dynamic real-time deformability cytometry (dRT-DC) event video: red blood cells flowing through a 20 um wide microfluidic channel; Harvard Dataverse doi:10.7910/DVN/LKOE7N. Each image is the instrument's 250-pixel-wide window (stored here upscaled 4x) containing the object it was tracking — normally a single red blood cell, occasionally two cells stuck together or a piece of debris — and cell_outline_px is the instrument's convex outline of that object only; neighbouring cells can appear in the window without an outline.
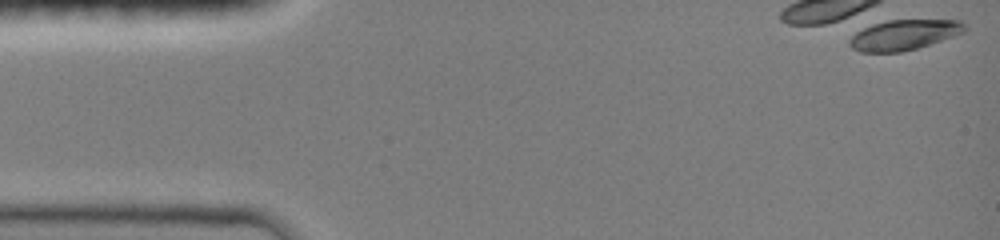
{"species": "common noctule bat (a hibernating species)", "species_latin": "Nyctalus noctula", "temperature_condition": "room temperature", "stored_images_in_passage": 1, "camera_frame_rate_fps": 3000, "um_per_image_px": 0.085, "animal": {"sex": "female", "body_mass_g": 19.0, "forearm_length_mm": 51.5}, "frame": {"image": 1, "passage_image": 1, "time_ms": 0.0, "image_size_px": [1000, 240], "cell_outline_px": [[964, 32], [916, 48], [900, 52], [860, 52], [852, 48], [848, 44], [848, 40], [856, 32], [872, 24], [888, 20], [960, 20], [964, 24]], "centroid_in_image_um": [76.77, 2.96], "position_along_channel_um": 8.2, "area_um2": 20.0}}